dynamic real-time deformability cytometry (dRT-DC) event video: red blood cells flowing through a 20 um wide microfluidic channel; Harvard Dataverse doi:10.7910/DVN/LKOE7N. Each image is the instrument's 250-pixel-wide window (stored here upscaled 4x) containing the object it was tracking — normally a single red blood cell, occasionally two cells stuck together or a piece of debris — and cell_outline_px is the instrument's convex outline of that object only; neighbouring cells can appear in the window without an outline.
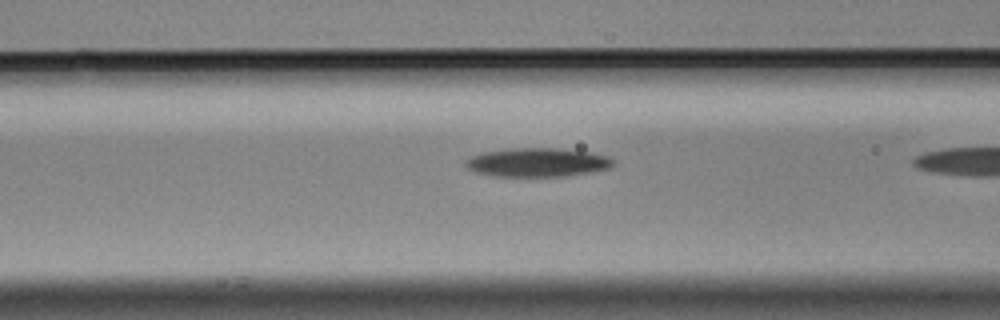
{"species": "Egyptian fruit bat (a non-hibernating species)", "species_latin": "Rousettus aegyptiacus", "temperature_condition": "cold", "stored_images_in_passage": 19, "camera_frame_rate_fps": 3000, "um_per_image_px": 0.085, "animal": {"sex": "male"}, "frame": {"image": 1, "passage_image": 18, "time_ms": 5.667, "image_size_px": [1000, 320], "cell_outline_px": [[616, 160], [608, 168], [592, 172], [568, 176], [492, 176], [476, 172], [468, 168], [464, 164], [464, 160], [472, 156], [484, 152], [508, 148], [560, 148], [592, 152], [612, 156]], "centroid_in_image_um": [45.72, 13.79], "position_along_channel_um": 120.9, "area_um2": 25.09}}